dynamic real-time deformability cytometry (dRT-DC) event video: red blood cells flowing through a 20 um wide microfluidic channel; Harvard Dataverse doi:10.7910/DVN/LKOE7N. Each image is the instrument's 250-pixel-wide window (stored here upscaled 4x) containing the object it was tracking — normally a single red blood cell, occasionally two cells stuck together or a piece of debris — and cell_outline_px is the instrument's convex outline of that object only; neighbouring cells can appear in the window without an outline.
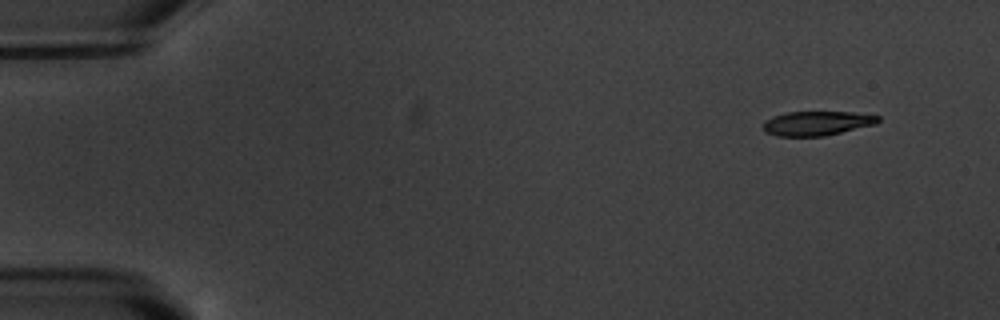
{"species": "common noctule bat (a hibernating species)", "species_latin": "Nyctalus noctula", "temperature_condition": "warm", "stored_images_in_passage": 4, "camera_frame_rate_fps": 3000, "um_per_image_px": 0.085, "animal": {"sex": "male", "body_mass_g": 20.1, "forearm_length_mm": 53.5}, "frame": {"image": 1, "passage_image": 1, "time_ms": 0.0, "image_size_px": [1000, 320], "cell_outline_px": [[880, 120], [876, 124], [824, 136], [776, 136], [764, 132], [764, 120], [772, 116], [788, 112], [852, 112], [880, 116]], "centroid_in_image_um": [69.42, 10.48], "position_along_channel_um": 15.6, "area_um2": 16.3}}
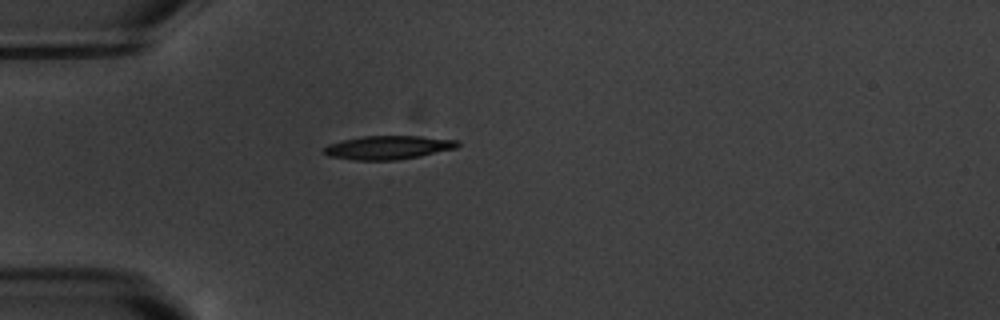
{"frame": {"image": 2, "passage_image": 4, "time_ms": 4.0, "image_size_px": [1000, 320], "cell_outline_px": [[460, 144], [456, 148], [420, 156], [396, 160], [356, 160], [328, 156], [324, 152], [324, 148], [328, 144], [344, 140], [364, 136], [420, 136], [460, 140]], "centroid_in_image_um": [33.03, 12.53], "position_along_channel_um": 52.0, "area_um2": 18.32}}